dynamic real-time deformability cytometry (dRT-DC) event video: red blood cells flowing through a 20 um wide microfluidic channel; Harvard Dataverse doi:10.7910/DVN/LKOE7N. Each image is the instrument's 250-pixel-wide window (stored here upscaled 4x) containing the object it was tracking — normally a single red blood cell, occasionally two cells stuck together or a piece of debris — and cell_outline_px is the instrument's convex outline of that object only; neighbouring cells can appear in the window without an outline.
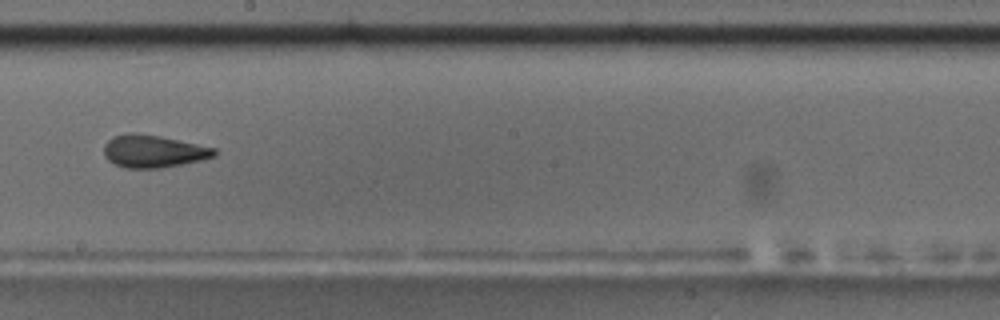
{"species": "common noctule bat (a hibernating species)", "species_latin": "Nyctalus noctula", "temperature_condition": "room temperature", "stored_images_in_passage": 9, "camera_frame_rate_fps": 3000, "um_per_image_px": 0.085, "animal": {"sex": "male", "body_mass_g": 17.5, "forearm_length_mm": 52.3}, "frame": {"image": 1, "passage_image": 9, "time_ms": 2.667, "image_size_px": [1000, 320], "cell_outline_px": [[216, 156], [200, 160], [160, 168], [124, 168], [108, 160], [104, 156], [104, 144], [112, 136], [128, 132], [136, 132], [160, 136], [216, 148]], "centroid_in_image_um": [13.0, 12.84], "position_along_channel_um": 235.2, "area_um2": 20.98}}